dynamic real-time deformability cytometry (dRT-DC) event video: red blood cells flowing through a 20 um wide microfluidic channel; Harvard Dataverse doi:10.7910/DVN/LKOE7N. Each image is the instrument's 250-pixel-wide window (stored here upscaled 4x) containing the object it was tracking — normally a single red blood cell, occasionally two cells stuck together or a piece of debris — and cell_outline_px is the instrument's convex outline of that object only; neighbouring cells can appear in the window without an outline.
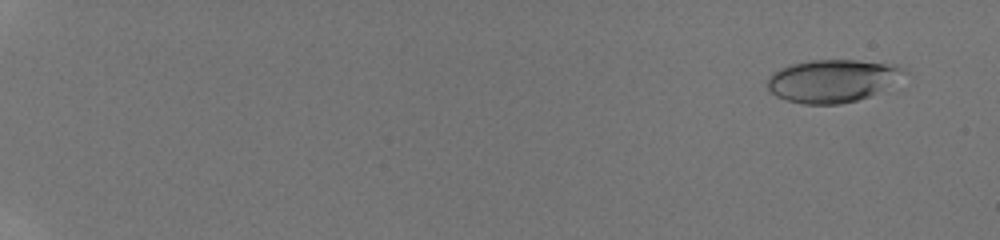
{"species": "human", "species_latin": "Homo sapiens", "temperature_condition": "room temperature", "stored_images_in_passage": 52, "camera_frame_rate_fps": 3000, "um_per_image_px": 0.085, "donor": {"sex": "male"}, "frame": {"image": 1, "passage_image": 4, "time_ms": 1.0, "image_size_px": [1000, 240], "cell_outline_px": [[908, 72], [868, 96], [856, 100], [840, 104], [804, 104], [788, 100], [776, 96], [768, 88], [768, 80], [772, 72], [788, 64], [812, 60], [856, 60], [896, 64], [904, 68]], "centroid_in_image_um": [70.7, 6.85], "position_along_channel_um": 14.3, "area_um2": 33.58}}
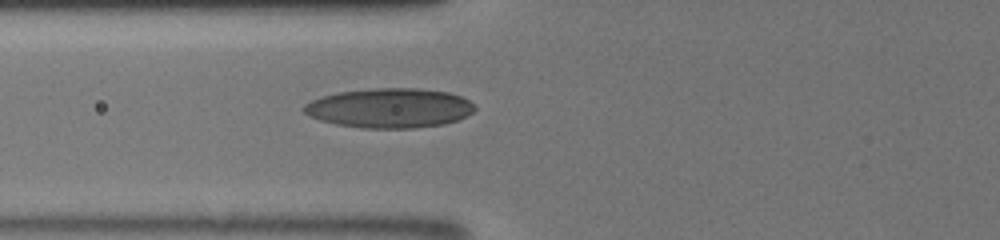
{"frame": {"image": 2, "passage_image": 24, "time_ms": 8.0, "image_size_px": [1000, 240], "cell_outline_px": [[476, 108], [472, 112], [456, 120], [444, 124], [412, 128], [360, 128], [336, 124], [320, 120], [304, 112], [300, 108], [304, 104], [312, 100], [324, 96], [340, 92], [372, 88], [416, 88], [448, 92], [460, 96], [476, 104]], "centroid_in_image_um": [33.11, 9.18], "position_along_channel_um": 92.7, "area_um2": 39.3}}
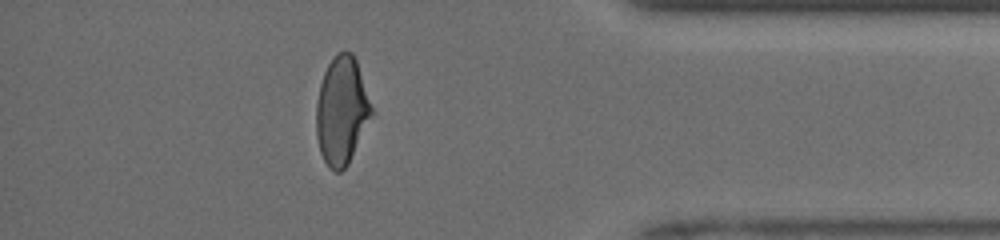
{"frame": {"image": 3, "passage_image": 47, "time_ms": 16.0, "image_size_px": [1000, 240], "cell_outline_px": [[376, 112], [348, 164], [340, 172], [336, 172], [328, 168], [320, 152], [316, 136], [316, 104], [320, 84], [324, 72], [328, 64], [336, 52], [344, 48], [352, 52], [356, 60]], "centroid_in_image_um": [29.08, 9.39], "position_along_channel_um": 406.1, "area_um2": 35.72}, "authors_computed_cell_mechanics": {"area_um2": 35.1135, "velocity_mm_per_s": 4.1716, "shape_relaxation_time_tau1_ms": 5.8042, "shape_relaxation_time_tau2_ms": 1.6013, "deformation_change_tau1": 0.1945, "deformation_change_tau2": 0.0726}}